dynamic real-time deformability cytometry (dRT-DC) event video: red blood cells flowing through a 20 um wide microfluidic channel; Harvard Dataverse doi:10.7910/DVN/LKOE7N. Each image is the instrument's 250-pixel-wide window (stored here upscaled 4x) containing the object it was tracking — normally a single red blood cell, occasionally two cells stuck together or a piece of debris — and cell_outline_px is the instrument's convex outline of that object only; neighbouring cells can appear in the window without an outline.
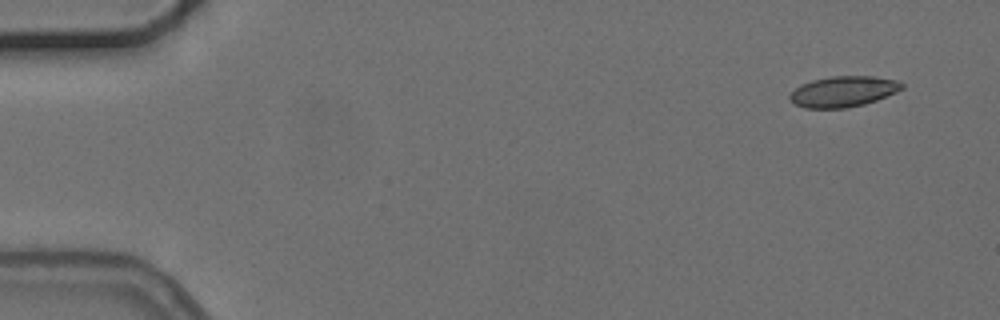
{"species": "common noctule bat (a hibernating species)", "species_latin": "Nyctalus noctula", "temperature_condition": "cold", "stored_images_in_passage": 5, "camera_frame_rate_fps": 3000, "um_per_image_px": 0.085, "animal": {"sex": "female", "body_mass_g": 24.6, "forearm_length_mm": 56.2}, "frame": {"image": 1, "passage_image": 1, "time_ms": 0.0, "image_size_px": [1000, 320], "cell_outline_px": [[904, 88], [896, 92], [876, 100], [864, 104], [848, 108], [804, 108], [796, 104], [788, 96], [800, 84], [812, 80], [832, 76], [872, 76], [896, 80], [904, 84]], "centroid_in_image_um": [71.69, 7.78], "position_along_channel_um": 13.3, "area_um2": 20.0}}
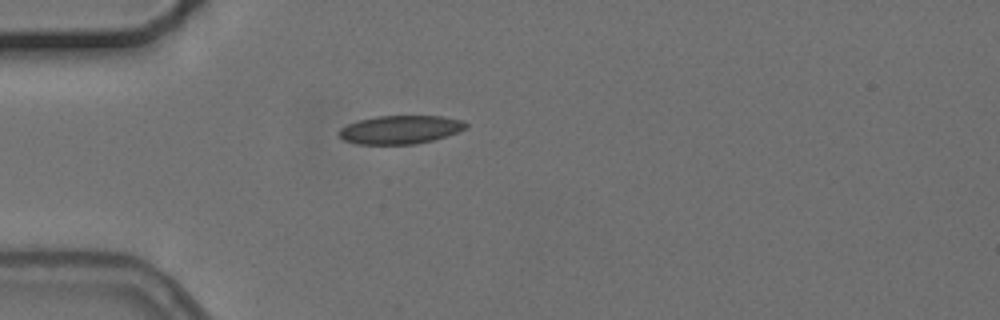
{"frame": {"image": 2, "passage_image": 4, "time_ms": 4.0, "image_size_px": [1000, 320], "cell_outline_px": [[468, 128], [448, 136], [416, 144], [356, 144], [344, 140], [336, 132], [340, 128], [348, 124], [360, 120], [376, 116], [440, 116], [460, 120], [468, 124]], "centroid_in_image_um": [34.02, 11.02], "position_along_channel_um": 51.0, "area_um2": 21.04}}